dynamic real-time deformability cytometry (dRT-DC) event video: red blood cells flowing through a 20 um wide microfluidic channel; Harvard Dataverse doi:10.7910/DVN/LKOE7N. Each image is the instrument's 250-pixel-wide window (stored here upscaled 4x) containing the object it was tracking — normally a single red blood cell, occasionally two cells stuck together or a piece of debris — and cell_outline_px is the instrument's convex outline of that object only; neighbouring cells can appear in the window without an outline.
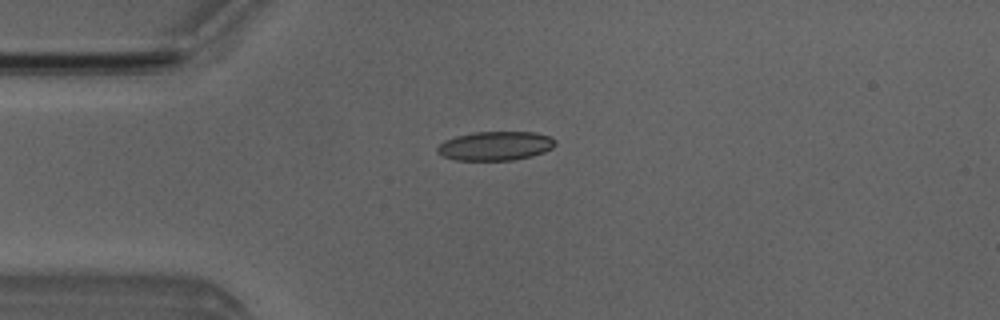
{"species": "Egyptian fruit bat (a non-hibernating species)", "species_latin": "Rousettus aegyptiacus", "temperature_condition": "room temperature", "stored_images_in_passage": 4, "camera_frame_rate_fps": 3000, "um_per_image_px": 0.085, "animal": {"sex": "male"}, "frame": {"image": 1, "passage_image": 2, "time_ms": 1.0, "image_size_px": [1000, 320], "cell_outline_px": [[556, 144], [552, 148], [544, 152], [532, 156], [512, 160], [456, 160], [444, 156], [436, 152], [436, 148], [444, 140], [456, 136], [472, 132], [532, 132], [552, 136], [556, 140]], "centroid_in_image_um": [42.12, 12.39], "position_along_channel_um": 42.9, "area_um2": 20.06}}